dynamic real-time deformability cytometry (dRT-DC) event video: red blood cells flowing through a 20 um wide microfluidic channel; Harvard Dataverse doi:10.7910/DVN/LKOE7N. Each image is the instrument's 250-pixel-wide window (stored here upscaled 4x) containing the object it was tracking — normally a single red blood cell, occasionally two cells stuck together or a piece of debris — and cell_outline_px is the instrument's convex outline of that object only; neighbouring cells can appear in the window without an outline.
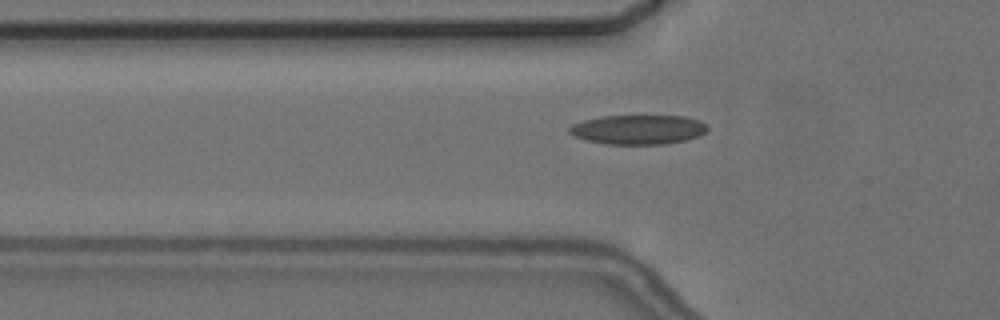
{"species": "common noctule bat (a hibernating species)", "species_latin": "Nyctalus noctula", "temperature_condition": "cold", "stored_images_in_passage": 3, "segment_of_instrument_passage": [2, 2], "camera_frame_rate_fps": 3000, "um_per_image_px": 0.085, "animal": {"sex": "female", "body_mass_g": 24.6, "forearm_length_mm": 56.2}, "frame": {"image": 1, "passage_image": 3, "time_ms": 2.333, "image_size_px": [1000, 320], "cell_outline_px": [[708, 128], [700, 136], [668, 144], [604, 144], [588, 140], [576, 136], [568, 132], [568, 128], [572, 124], [584, 120], [600, 116], [684, 116], [700, 120], [708, 124]], "centroid_in_image_um": [54.27, 11.01], "position_along_channel_um": 71.5, "area_um2": 23.76}}